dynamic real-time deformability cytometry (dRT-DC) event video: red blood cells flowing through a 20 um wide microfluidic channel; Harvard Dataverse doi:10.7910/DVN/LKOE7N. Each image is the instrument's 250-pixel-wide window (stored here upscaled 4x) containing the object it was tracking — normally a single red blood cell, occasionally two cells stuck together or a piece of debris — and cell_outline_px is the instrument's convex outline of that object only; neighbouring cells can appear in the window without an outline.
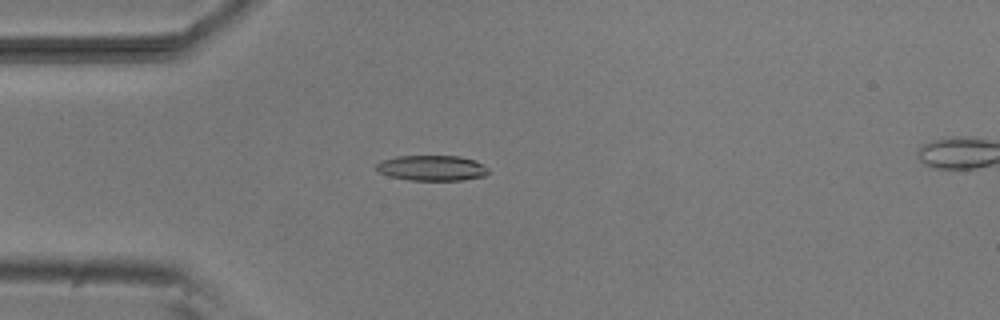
{"species": "common noctule bat (a hibernating species)", "species_latin": "Nyctalus noctula", "temperature_condition": "room temperature", "stored_images_in_passage": 52, "camera_frame_rate_fps": 3000, "um_per_image_px": 0.085, "animal": {"sex": "male", "body_mass_g": 20.5, "forearm_length_mm": 52.5}, "frame": {"image": 1, "passage_image": 13, "time_ms": 4.0, "image_size_px": [1000, 320], "cell_outline_px": [[488, 172], [484, 176], [460, 180], [408, 180], [388, 176], [380, 172], [376, 168], [376, 164], [380, 160], [396, 156], [460, 156], [476, 160], [484, 164], [488, 168]], "centroid_in_image_um": [36.71, 14.27], "position_along_channel_um": 48.3, "area_um2": 16.7}}
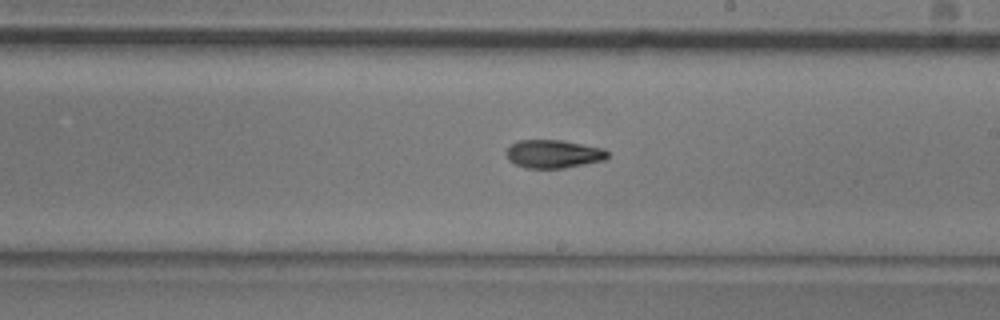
{"frame": {"image": 2, "passage_image": 29, "time_ms": 9.333, "image_size_px": [1000, 320], "cell_outline_px": [[608, 156], [604, 160], [564, 168], [524, 168], [508, 160], [504, 152], [512, 144], [520, 140], [560, 140], [604, 148], [608, 152]], "centroid_in_image_um": [47.02, 13.09], "position_along_channel_um": 242.0, "area_um2": 16.65}}
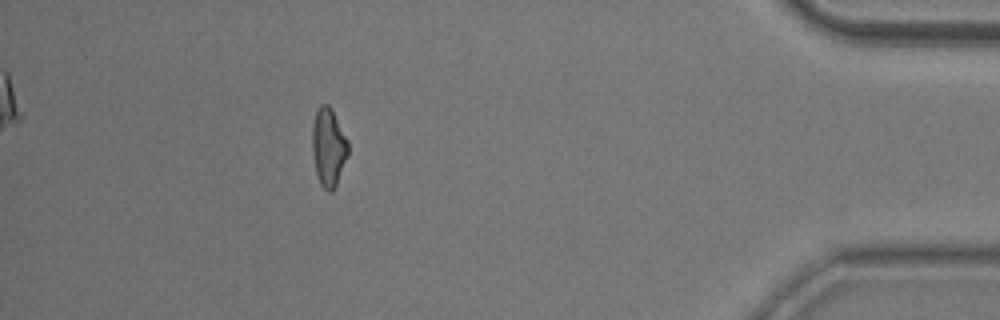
{"frame": {"image": 3, "passage_image": 46, "time_ms": 15.0, "image_size_px": [1000, 320], "cell_outline_px": [[348, 156], [336, 184], [332, 192], [328, 192], [320, 184], [316, 172], [312, 152], [312, 124], [316, 112], [320, 104], [328, 104], [332, 108], [348, 140]], "centroid_in_image_um": [27.92, 12.49], "position_along_channel_um": 407.3, "area_um2": 16.47}, "authors_computed_cell_mechanics": {"area_um2": 16.6175, "velocity_mm_per_s": 3.836, "shape_relaxation_time_tau1_ms": 6.13, "shape_relaxation_time_tau2_ms": 5.6218, "deformation_change_tau1": 0.1811, "deformation_change_tau2": 0.131}}